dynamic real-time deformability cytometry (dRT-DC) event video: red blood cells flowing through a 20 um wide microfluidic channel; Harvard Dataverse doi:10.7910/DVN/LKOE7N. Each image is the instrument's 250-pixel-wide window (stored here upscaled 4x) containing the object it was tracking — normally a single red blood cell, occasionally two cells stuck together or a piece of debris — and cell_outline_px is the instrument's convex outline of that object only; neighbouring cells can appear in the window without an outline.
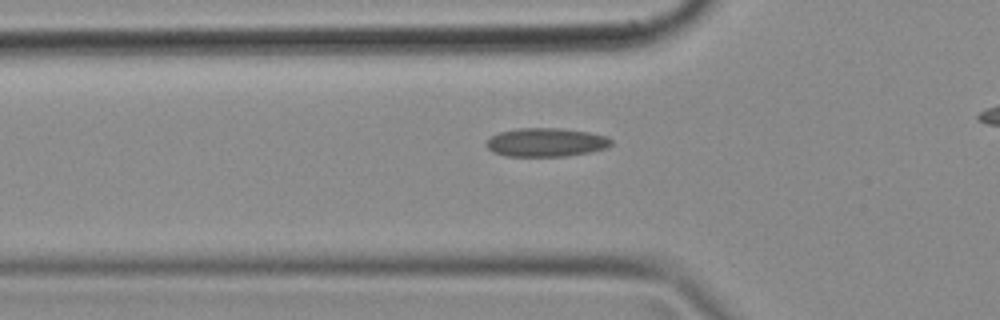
{"species": "common noctule bat (a hibernating species)", "species_latin": "Nyctalus noctula", "temperature_condition": "cold", "stored_images_in_passage": 31, "camera_frame_rate_fps": 3000, "um_per_image_px": 0.085, "animal": {"sex": "female", "body_mass_g": 18.4}, "frame": {"image": 1, "passage_image": 5, "time_ms": 1.333, "image_size_px": [1000, 320], "cell_outline_px": [[612, 144], [604, 148], [588, 152], [564, 156], [508, 156], [492, 152], [484, 144], [492, 136], [500, 132], [520, 128], [560, 128], [588, 132], [604, 136], [612, 140]], "centroid_in_image_um": [46.38, 12.1], "position_along_channel_um": 79.4, "area_um2": 20.58}}
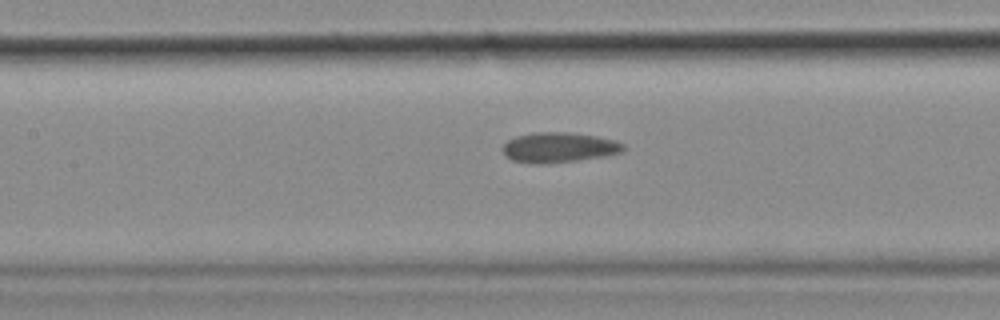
{"frame": {"image": 2, "passage_image": 11, "time_ms": 3.333, "image_size_px": [1000, 320], "cell_outline_px": [[624, 148], [620, 152], [604, 156], [548, 164], [532, 164], [512, 160], [504, 156], [504, 144], [508, 140], [516, 136], [536, 132], [568, 132], [596, 136], [612, 140], [624, 144]], "centroid_in_image_um": [47.46, 12.54], "position_along_channel_um": 159.9, "area_um2": 21.04}}
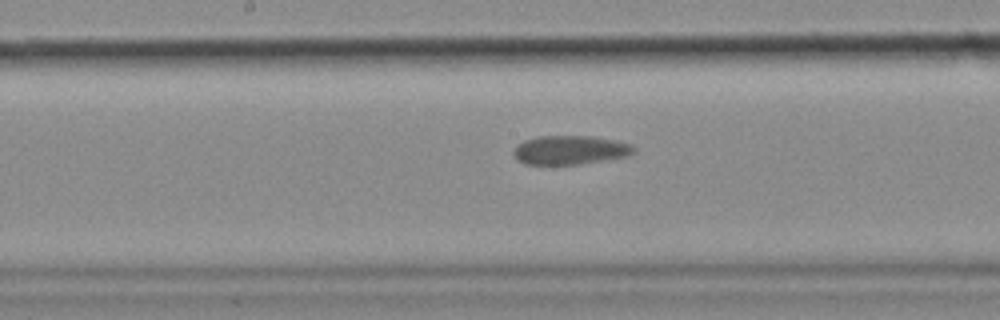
{"frame": {"image": 3, "passage_image": 14, "time_ms": 4.333, "image_size_px": [1000, 320], "cell_outline_px": [[636, 148], [628, 156], [576, 164], [524, 164], [516, 160], [512, 152], [524, 140], [540, 136], [592, 136], [616, 140], [628, 144]], "centroid_in_image_um": [48.42, 12.75], "position_along_channel_um": 199.8, "area_um2": 20.0}}